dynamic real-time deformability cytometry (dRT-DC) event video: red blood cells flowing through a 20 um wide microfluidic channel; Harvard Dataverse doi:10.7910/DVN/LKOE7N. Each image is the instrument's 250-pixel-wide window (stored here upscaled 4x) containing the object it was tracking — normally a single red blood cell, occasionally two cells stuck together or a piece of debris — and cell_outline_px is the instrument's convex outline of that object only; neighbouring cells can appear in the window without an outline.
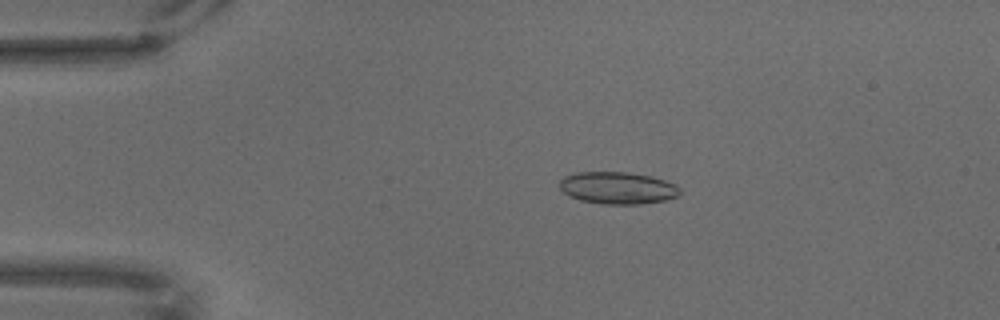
{"species": "common noctule bat (a hibernating species)", "species_latin": "Nyctalus noctula", "temperature_condition": "warm", "stored_images_in_passage": 31, "camera_frame_rate_fps": 3000, "um_per_image_px": 0.085, "animal": {"sex": "male", "body_mass_g": 18.8}, "frame": {"image": 1, "passage_image": 14, "time_ms": 4.333, "image_size_px": [1000, 320], "cell_outline_px": [[680, 192], [676, 196], [664, 200], [640, 204], [604, 204], [580, 200], [568, 196], [560, 188], [560, 180], [564, 176], [576, 172], [628, 172], [652, 176], [676, 184], [680, 188]], "centroid_in_image_um": [52.48, 15.97], "position_along_channel_um": 32.5, "area_um2": 22.54}}
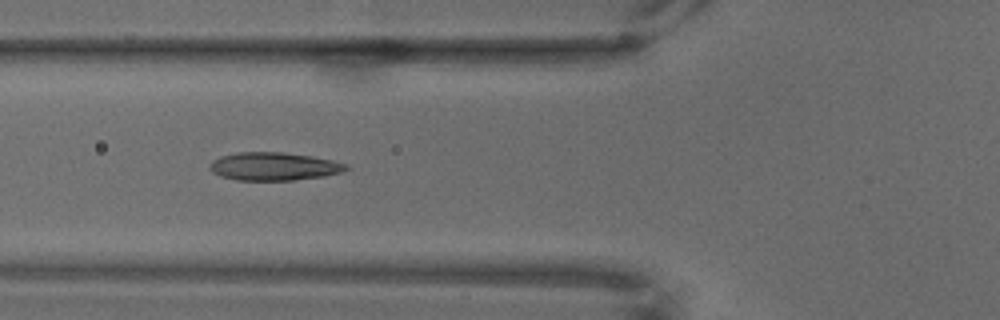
{"frame": {"image": 2, "passage_image": 26, "time_ms": 8.333, "image_size_px": [1000, 320], "cell_outline_px": [[348, 168], [340, 172], [324, 176], [296, 180], [236, 180], [220, 176], [212, 172], [208, 168], [212, 160], [220, 156], [236, 152], [284, 152], [312, 156], [332, 160], [348, 164]], "centroid_in_image_um": [23.25, 14.14], "position_along_channel_um": 102.6, "area_um2": 22.43}}
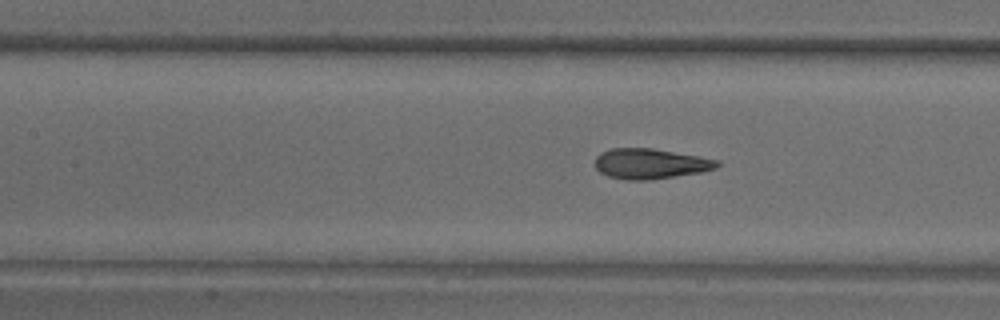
{"frame": {"image": 3, "passage_image": 31, "time_ms": 10.0, "image_size_px": [1000, 320], "cell_outline_px": [[720, 164], [716, 168], [700, 172], [648, 180], [628, 180], [608, 176], [600, 172], [596, 168], [596, 156], [600, 152], [612, 148], [652, 148], [700, 156], [720, 160]], "centroid_in_image_um": [55.28, 13.9], "position_along_channel_um": 152.1, "area_um2": 21.5}}